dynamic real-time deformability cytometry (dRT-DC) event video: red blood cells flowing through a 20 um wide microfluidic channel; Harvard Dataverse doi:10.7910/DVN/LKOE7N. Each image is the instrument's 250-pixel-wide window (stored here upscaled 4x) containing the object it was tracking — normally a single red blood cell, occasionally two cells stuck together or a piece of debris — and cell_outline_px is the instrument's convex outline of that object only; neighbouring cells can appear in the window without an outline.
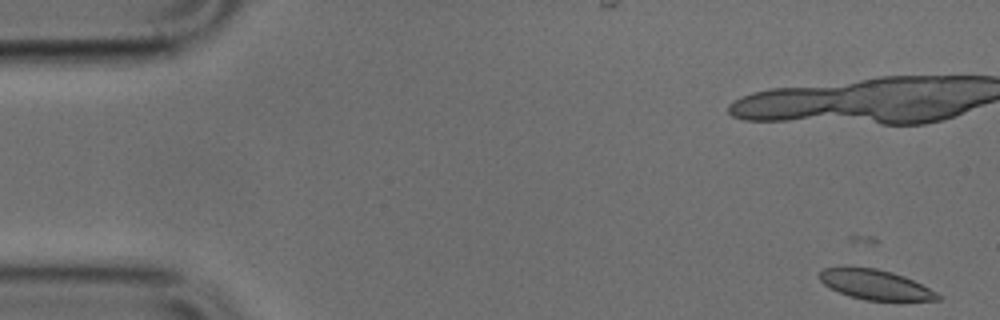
{"species": "common noctule bat (a hibernating species)", "species_latin": "Nyctalus noctula", "temperature_condition": "cold", "stored_images_in_passage": 29, "camera_frame_rate_fps": 3000, "um_per_image_px": 0.085, "animal": {"sex": "male", "body_mass_g": 17.9, "forearm_length_mm": 54.2}, "frame": {"image": 1, "passage_image": 1, "time_ms": 0.0, "image_size_px": [1000, 320], "cell_outline_px": [[940, 300], [864, 300], [848, 296], [824, 284], [820, 280], [820, 272], [824, 268], [876, 268], [892, 272], [904, 276], [936, 292], [940, 296]], "centroid_in_image_um": [74.41, 24.2], "position_along_channel_um": 10.6, "area_um2": 20.0}}
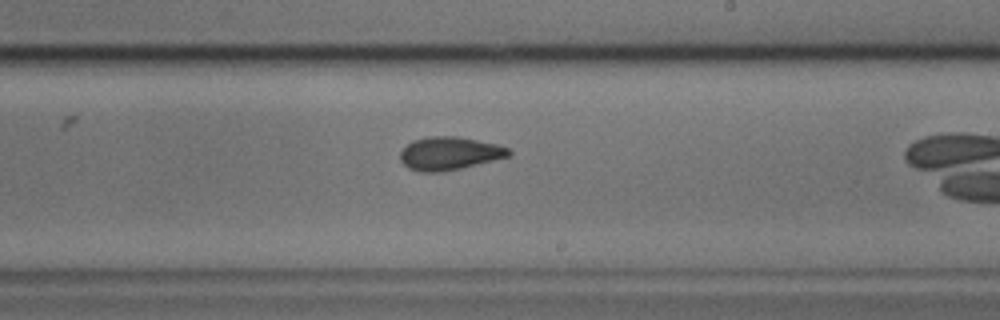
{"frame": {"image": 2, "passage_image": 25, "time_ms": 8.0, "image_size_px": [1000, 320], "cell_outline_px": [[512, 156], [460, 168], [440, 172], [420, 172], [408, 168], [400, 160], [400, 152], [412, 140], [428, 136], [456, 136], [496, 144], [508, 148], [512, 152]], "centroid_in_image_um": [38.19, 13.04], "position_along_channel_um": 250.8, "area_um2": 20.92}}